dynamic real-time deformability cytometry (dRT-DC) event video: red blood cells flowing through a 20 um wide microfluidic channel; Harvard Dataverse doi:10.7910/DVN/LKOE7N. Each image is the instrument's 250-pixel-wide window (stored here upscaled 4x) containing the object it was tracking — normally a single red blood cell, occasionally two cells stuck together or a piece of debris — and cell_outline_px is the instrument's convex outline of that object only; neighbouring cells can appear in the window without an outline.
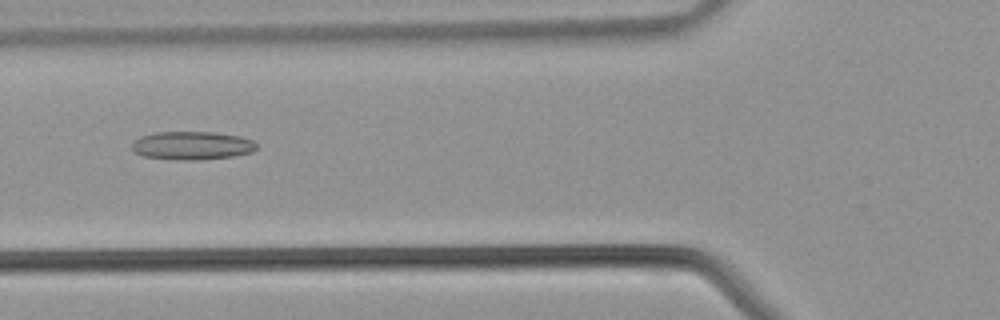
{"species": "common noctule bat (a hibernating species)", "species_latin": "Nyctalus noctula", "temperature_condition": "warm", "stored_images_in_passage": 37, "camera_frame_rate_fps": 3000, "um_per_image_px": 0.085, "animal": {"sex": "male", "body_mass_g": 21.5, "forearm_length_mm": 52.0}, "frame": {"image": 1, "passage_image": 13, "time_ms": 4.0, "image_size_px": [1000, 320], "cell_outline_px": [[256, 148], [252, 152], [232, 156], [200, 160], [184, 160], [144, 156], [136, 152], [132, 148], [132, 144], [140, 136], [156, 132], [212, 132], [240, 136], [252, 140], [256, 144]], "centroid_in_image_um": [16.34, 12.36], "position_along_channel_um": 109.5, "area_um2": 20.35}}
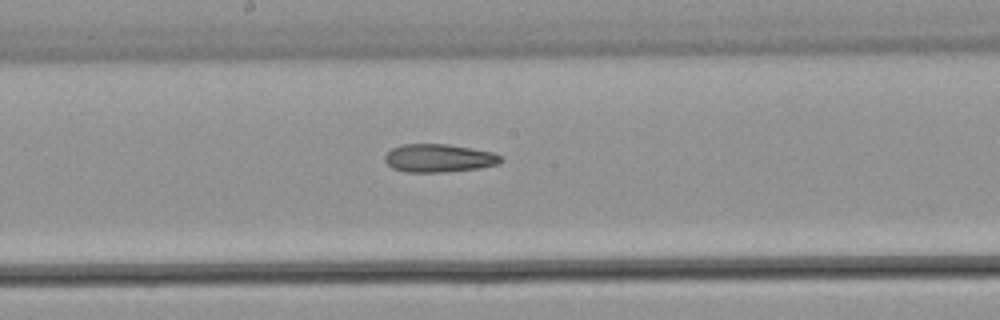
{"frame": {"image": 2, "passage_image": 19, "time_ms": 6.0, "image_size_px": [1000, 320], "cell_outline_px": [[504, 160], [496, 164], [480, 168], [444, 172], [408, 172], [392, 168], [384, 160], [384, 156], [392, 148], [404, 144], [448, 144], [472, 148], [492, 152], [500, 156]], "centroid_in_image_um": [37.3, 13.44], "position_along_channel_um": 210.9, "area_um2": 18.96}}
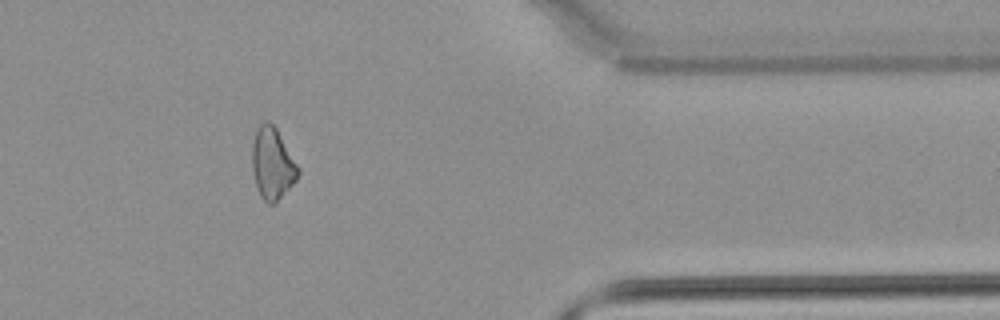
{"frame": {"image": 3, "passage_image": 31, "time_ms": 10.0, "image_size_px": [1000, 320], "cell_outline_px": [[300, 172], [296, 180], [276, 204], [268, 204], [260, 196], [256, 184], [252, 168], [252, 144], [256, 132], [260, 124], [264, 120], [268, 120], [276, 128], [300, 168]], "centroid_in_image_um": [23.16, 13.92], "position_along_channel_um": 388.2, "area_um2": 19.25}}